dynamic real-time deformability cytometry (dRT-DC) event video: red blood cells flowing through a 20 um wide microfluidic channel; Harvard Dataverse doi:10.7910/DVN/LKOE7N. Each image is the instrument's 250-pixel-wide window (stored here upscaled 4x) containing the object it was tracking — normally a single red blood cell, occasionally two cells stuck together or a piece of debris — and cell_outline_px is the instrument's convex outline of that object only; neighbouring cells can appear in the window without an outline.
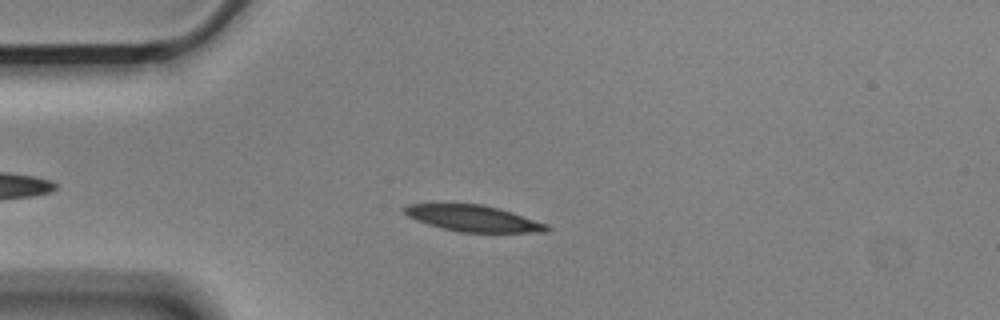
{"species": "Egyptian fruit bat (a non-hibernating species)", "species_latin": "Rousettus aegyptiacus", "temperature_condition": "cold", "stored_images_in_passage": 53, "camera_frame_rate_fps": 3000, "um_per_image_px": 0.085, "animal": {"sex": "male"}, "frame": {"image": 1, "passage_image": 11, "time_ms": 3.333, "image_size_px": [1000, 320], "cell_outline_px": [[552, 228], [548, 232], [456, 232], [440, 228], [416, 220], [408, 216], [400, 208], [408, 204], [480, 204], [500, 208], [548, 224]], "centroid_in_image_um": [40.24, 18.57], "position_along_channel_um": 44.8, "area_um2": 21.91}}
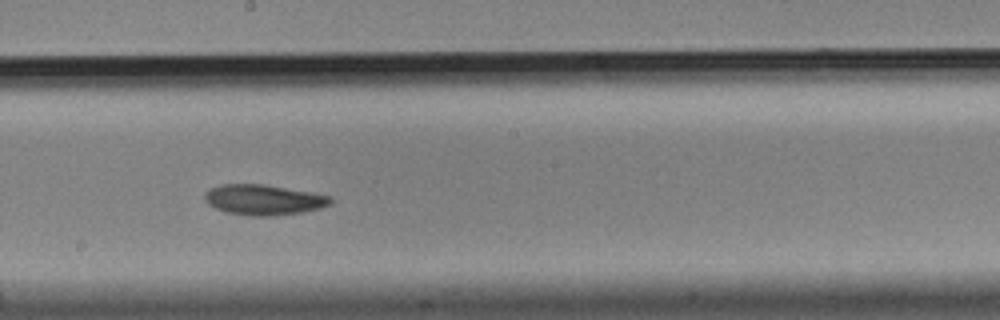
{"frame": {"image": 2, "passage_image": 28, "time_ms": 9.0, "image_size_px": [1000, 320], "cell_outline_px": [[332, 204], [320, 208], [304, 212], [272, 216], [252, 216], [224, 212], [208, 204], [204, 200], [204, 196], [212, 188], [220, 184], [264, 184], [312, 192], [332, 196]], "centroid_in_image_um": [22.44, 16.98], "position_along_channel_um": 225.8, "area_um2": 22.43}}
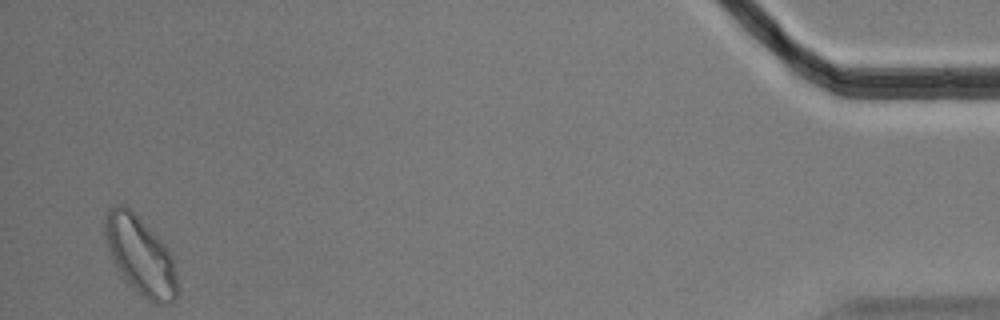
{"frame": {"image": 3, "passage_image": 52, "time_ms": 17.0, "image_size_px": [1000, 320], "cell_outline_px": [[176, 300], [172, 304], [152, 304], [128, 284], [116, 264], [108, 248], [104, 228], [104, 220], [108, 208], [112, 204], [124, 204], [160, 240], [172, 256], [176, 272]], "centroid_in_image_um": [11.93, 21.75], "position_along_channel_um": 423.3, "area_um2": 32.37}, "authors_computed_cell_mechanics": {"area_um2": 22.3686, "velocity_mm_per_s": 3.5051, "shape_relaxation_time_tau1_ms": 3.6234, "shape_relaxation_time_tau2_ms": null, "deformation_change_tau1": 0.128, "deformation_change_tau2": null}}